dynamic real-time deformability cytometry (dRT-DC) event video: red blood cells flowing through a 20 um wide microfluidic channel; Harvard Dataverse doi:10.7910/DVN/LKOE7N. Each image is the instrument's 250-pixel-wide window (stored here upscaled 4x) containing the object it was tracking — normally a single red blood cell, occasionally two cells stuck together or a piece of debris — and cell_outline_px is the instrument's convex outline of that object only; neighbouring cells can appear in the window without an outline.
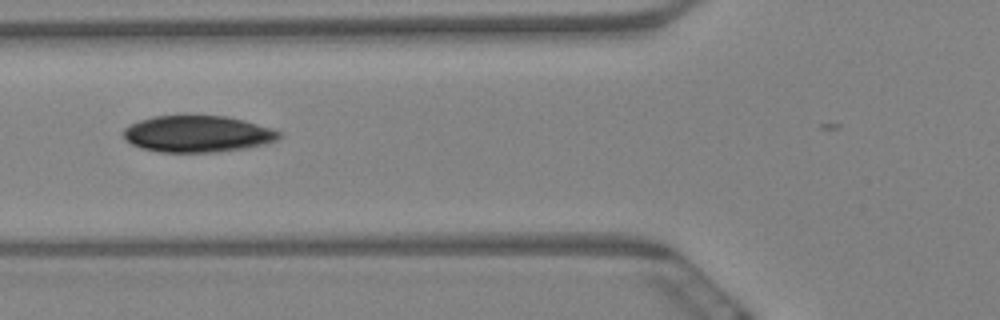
{"species": "Egyptian fruit bat (a non-hibernating species)", "species_latin": "Rousettus aegyptiacus", "temperature_condition": "warm", "stored_images_in_passage": 3, "camera_frame_rate_fps": 3000, "um_per_image_px": 0.085, "animal": {"sex": "female"}, "frame": {"image": 1, "passage_image": 2, "time_ms": 0.333, "image_size_px": [1000, 320], "cell_outline_px": [[280, 136], [276, 140], [264, 144], [248, 148], [216, 152], [160, 152], [140, 148], [132, 144], [124, 136], [124, 128], [128, 124], [152, 116], [224, 116], [244, 120], [272, 128], [280, 132]], "centroid_in_image_um": [16.78, 11.39], "position_along_channel_um": 109.0, "area_um2": 33.12}}
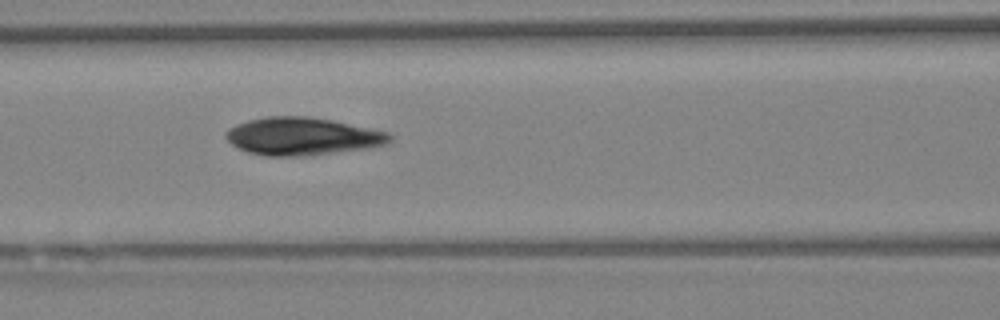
{"frame": {"image": 2, "passage_image": 3, "time_ms": 0.667, "image_size_px": [1000, 320], "cell_outline_px": [[392, 140], [388, 144], [368, 148], [308, 156], [264, 156], [248, 152], [232, 144], [224, 136], [224, 132], [228, 128], [236, 124], [248, 120], [268, 116], [308, 116], [332, 120], [388, 132], [392, 136]], "centroid_in_image_um": [25.69, 11.59], "position_along_channel_um": 140.9, "area_um2": 36.18}}